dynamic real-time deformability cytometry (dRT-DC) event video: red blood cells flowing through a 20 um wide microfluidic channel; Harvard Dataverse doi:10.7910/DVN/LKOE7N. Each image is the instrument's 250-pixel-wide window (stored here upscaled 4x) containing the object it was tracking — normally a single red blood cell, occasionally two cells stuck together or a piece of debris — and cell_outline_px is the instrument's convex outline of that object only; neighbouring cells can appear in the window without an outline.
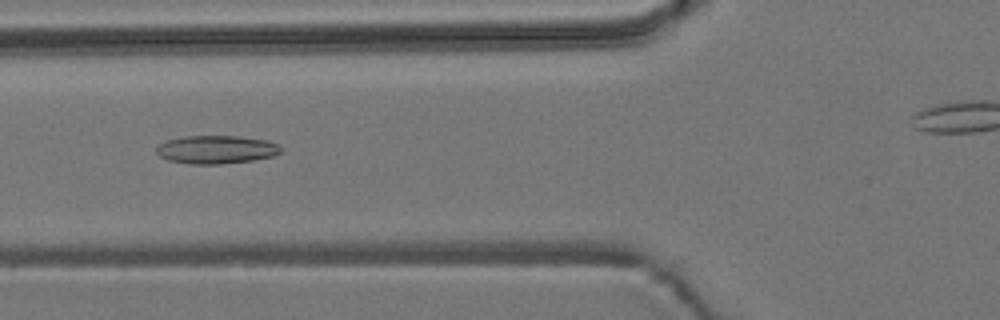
{"species": "common noctule bat (a hibernating species)", "species_latin": "Nyctalus noctula", "temperature_condition": "room temperature", "stored_images_in_passage": 48, "camera_frame_rate_fps": 3000, "um_per_image_px": 0.085, "animal": {"sex": "male", "body_mass_g": 19.2, "forearm_length_mm": 51.8}, "frame": {"image": 1, "passage_image": 21, "time_ms": 6.667, "image_size_px": [1000, 320], "cell_outline_px": [[284, 152], [272, 156], [252, 160], [220, 164], [192, 164], [168, 160], [160, 156], [156, 152], [156, 148], [160, 144], [168, 140], [184, 136], [240, 136], [268, 140], [280, 144], [284, 148]], "centroid_in_image_um": [18.46, 12.7], "position_along_channel_um": 107.3, "area_um2": 20.63}}
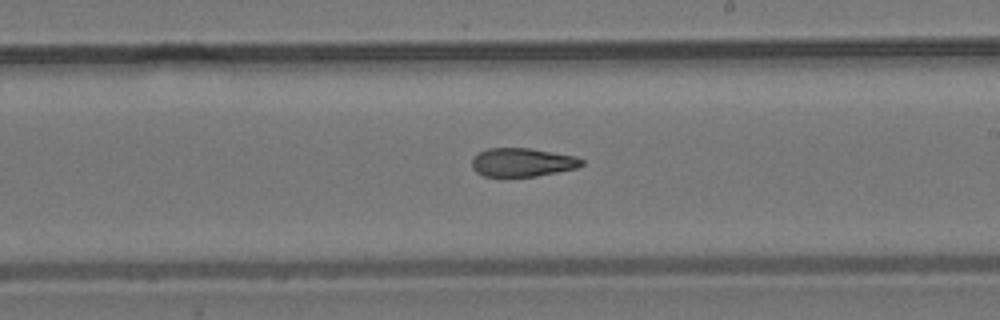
{"frame": {"image": 2, "passage_image": 32, "time_ms": 10.333, "image_size_px": [1000, 320], "cell_outline_px": [[584, 164], [576, 168], [536, 176], [484, 176], [476, 172], [472, 168], [472, 160], [480, 152], [488, 148], [528, 148], [576, 156], [584, 160]], "centroid_in_image_um": [44.41, 13.79], "position_along_channel_um": 244.6, "area_um2": 18.09}}
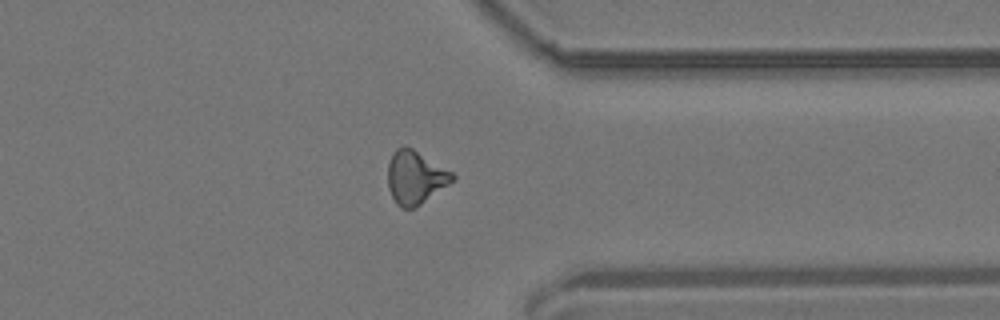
{"frame": {"image": 3, "passage_image": 43, "time_ms": 14.0, "image_size_px": [1000, 320], "cell_outline_px": [[456, 180], [416, 208], [400, 208], [396, 204], [388, 188], [388, 164], [392, 152], [396, 148], [404, 144], [412, 148], [452, 172], [456, 176]], "centroid_in_image_um": [35.3, 15.08], "position_along_channel_um": 376.1, "area_um2": 20.35}}